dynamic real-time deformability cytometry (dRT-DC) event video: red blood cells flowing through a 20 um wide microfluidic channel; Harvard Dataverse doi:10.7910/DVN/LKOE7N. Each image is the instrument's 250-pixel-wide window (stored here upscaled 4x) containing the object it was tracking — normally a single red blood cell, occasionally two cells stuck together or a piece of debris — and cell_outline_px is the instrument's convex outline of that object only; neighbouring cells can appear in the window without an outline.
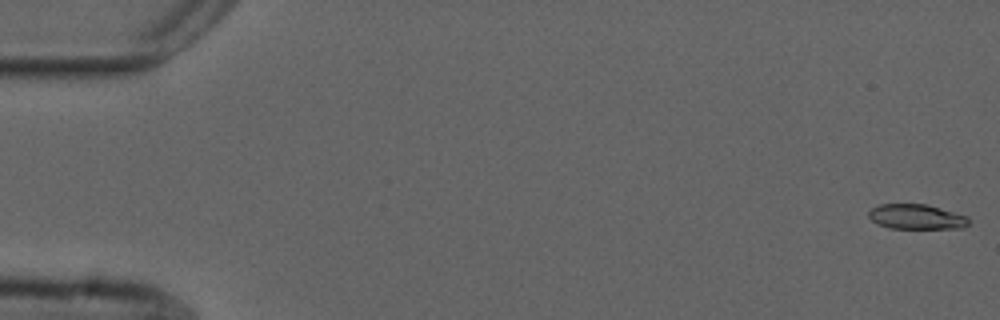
{"species": "common noctule bat (a hibernating species)", "species_latin": "Nyctalus noctula", "temperature_condition": "cold", "stored_images_in_passage": 55, "camera_frame_rate_fps": 3000, "um_per_image_px": 0.085, "animal": {"sex": "male", "forearm_length_mm": 52.5}, "frame": {"image": 1, "passage_image": 1, "time_ms": 0.0, "image_size_px": [1000, 320], "cell_outline_px": [[968, 224], [964, 228], [888, 228], [876, 224], [868, 216], [868, 212], [872, 208], [880, 204], [928, 204], [968, 216]], "centroid_in_image_um": [77.89, 18.42], "position_along_channel_um": 7.1, "area_um2": 14.62}}
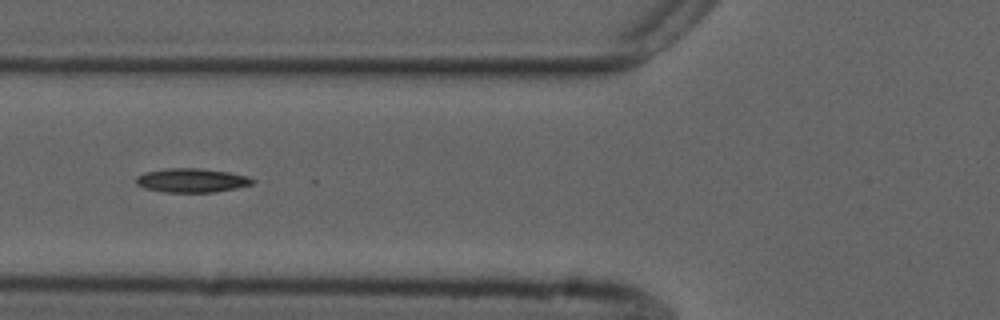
{"frame": {"image": 2, "passage_image": 21, "time_ms": 6.667, "image_size_px": [1000, 320], "cell_outline_px": [[256, 180], [252, 184], [236, 188], [216, 192], [164, 192], [144, 188], [136, 184], [136, 176], [148, 172], [168, 168], [200, 168], [228, 172], [248, 176]], "centroid_in_image_um": [16.31, 15.33], "position_along_channel_um": 109.5, "area_um2": 16.24}}
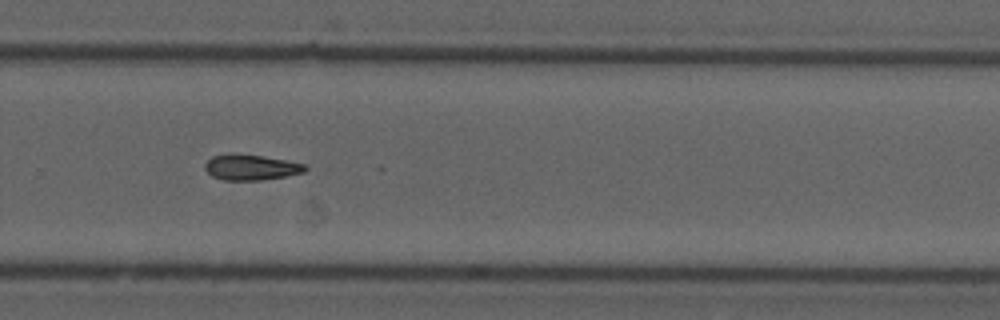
{"frame": {"image": 3, "passage_image": 37, "time_ms": 12.0, "image_size_px": [1000, 320], "cell_outline_px": [[308, 168], [304, 172], [288, 176], [260, 180], [224, 180], [212, 176], [204, 168], [204, 164], [212, 156], [228, 152], [232, 152], [260, 156], [284, 160], [304, 164]], "centroid_in_image_um": [21.29, 14.21], "position_along_channel_um": 308.5, "area_um2": 15.03}}